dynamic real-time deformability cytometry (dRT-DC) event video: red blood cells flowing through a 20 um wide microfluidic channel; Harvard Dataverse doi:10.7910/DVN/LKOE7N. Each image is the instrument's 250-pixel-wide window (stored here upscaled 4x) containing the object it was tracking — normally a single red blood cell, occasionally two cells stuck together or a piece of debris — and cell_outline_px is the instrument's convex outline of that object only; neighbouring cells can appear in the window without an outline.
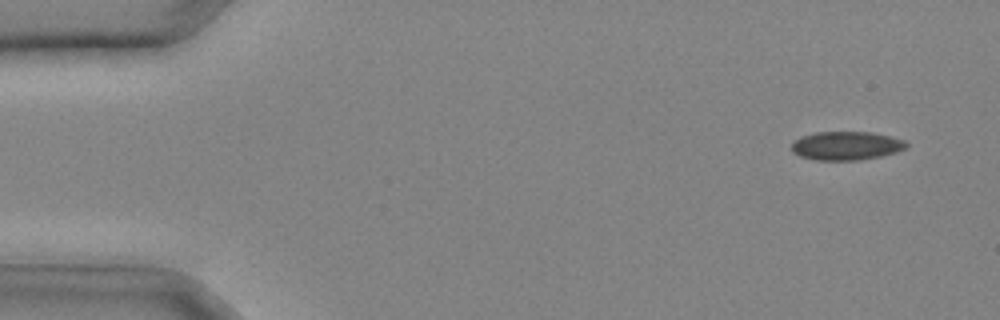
{"species": "common noctule bat (a hibernating species)", "species_latin": "Nyctalus noctula", "temperature_condition": "cold", "stored_images_in_passage": 31, "camera_frame_rate_fps": 3000, "um_per_image_px": 0.085, "animal": {"sex": "male", "body_mass_g": 20.4}, "frame": {"image": 1, "passage_image": 2, "time_ms": 0.333, "image_size_px": [1000, 320], "cell_outline_px": [[908, 148], [896, 152], [880, 156], [860, 160], [816, 160], [800, 156], [792, 152], [792, 140], [800, 136], [816, 132], [872, 132], [904, 140], [908, 144]], "centroid_in_image_um": [71.91, 12.38], "position_along_channel_um": 13.1, "area_um2": 19.25}}
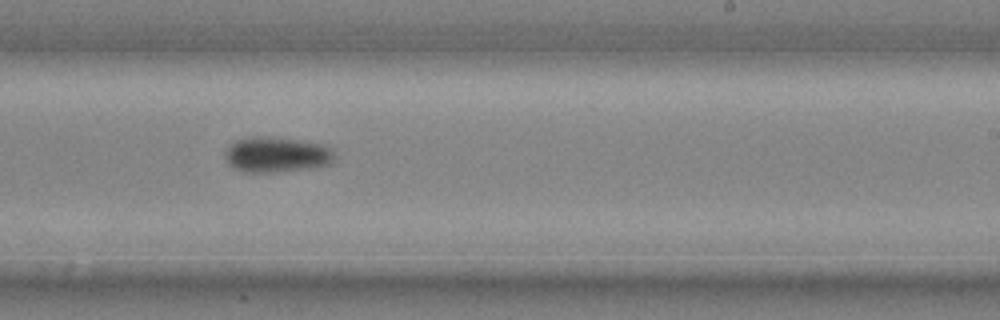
{"frame": {"image": 2, "passage_image": 20, "time_ms": 6.333, "image_size_px": [1000, 320], "cell_outline_px": [[336, 160], [332, 164], [320, 168], [272, 172], [240, 172], [232, 168], [228, 164], [224, 156], [224, 152], [236, 140], [252, 136], [296, 140], [324, 144], [332, 148], [336, 156]], "centroid_in_image_um": [23.57, 13.18], "position_along_channel_um": 265.4, "area_um2": 23.0}}
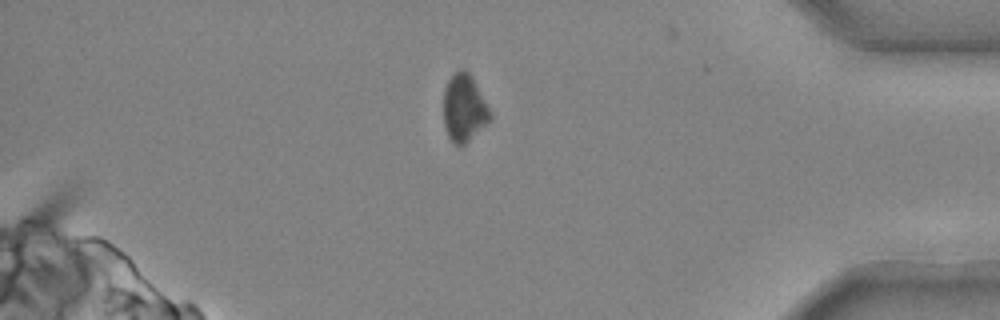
{"frame": {"image": 3, "passage_image": 28, "time_ms": 9.0, "image_size_px": [1000, 320], "cell_outline_px": [[492, 120], [460, 148], [448, 136], [444, 124], [444, 88], [448, 80], [460, 68], [468, 72], [472, 76], [492, 112]], "centroid_in_image_um": [39.48, 9.2], "position_along_channel_um": 395.7, "area_um2": 18.44}}